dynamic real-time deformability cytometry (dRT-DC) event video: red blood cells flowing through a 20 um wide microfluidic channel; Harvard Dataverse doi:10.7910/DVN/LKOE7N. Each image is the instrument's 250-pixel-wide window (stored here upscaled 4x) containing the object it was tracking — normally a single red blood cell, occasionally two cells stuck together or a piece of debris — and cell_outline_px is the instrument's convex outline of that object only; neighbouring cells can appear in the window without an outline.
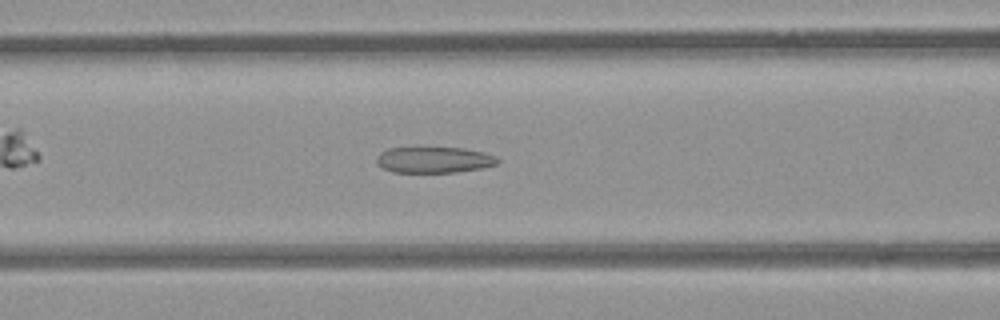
{"species": "common noctule bat (a hibernating species)", "species_latin": "Nyctalus noctula", "temperature_condition": "room temperature", "stored_images_in_passage": 40, "segment_of_instrument_passage": [1, 2], "camera_frame_rate_fps": 3000, "um_per_image_px": 0.085, "animal": {"sex": "female", "body_mass_g": 21.9}, "frame": {"image": 1, "passage_image": 8, "time_ms": 2.333, "image_size_px": [1000, 320], "cell_outline_px": [[500, 160], [496, 164], [484, 168], [456, 172], [392, 172], [376, 164], [376, 156], [380, 152], [388, 148], [420, 144], [464, 148], [484, 152], [496, 156]], "centroid_in_image_um": [36.85, 13.52], "position_along_channel_um": 129.8, "area_um2": 19.54}}
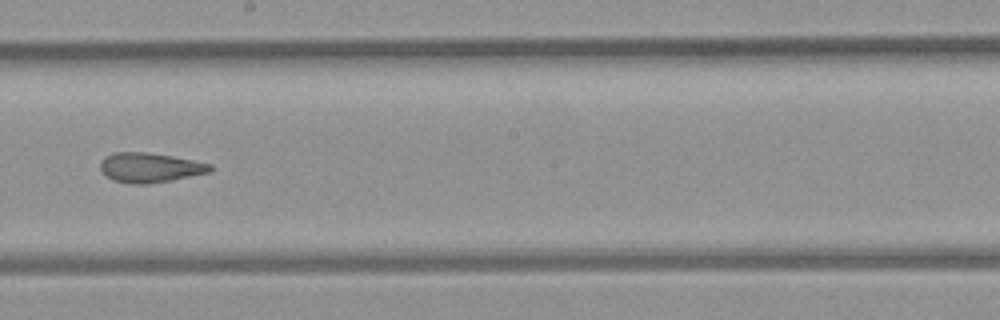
{"frame": {"image": 2, "passage_image": 16, "time_ms": 5.0, "image_size_px": [1000, 320], "cell_outline_px": [[212, 168], [208, 172], [172, 180], [144, 184], [132, 184], [112, 180], [100, 168], [100, 160], [104, 156], [112, 152], [148, 152], [172, 156], [212, 164]], "centroid_in_image_um": [12.7, 14.23], "position_along_channel_um": 235.5, "area_um2": 18.9}}
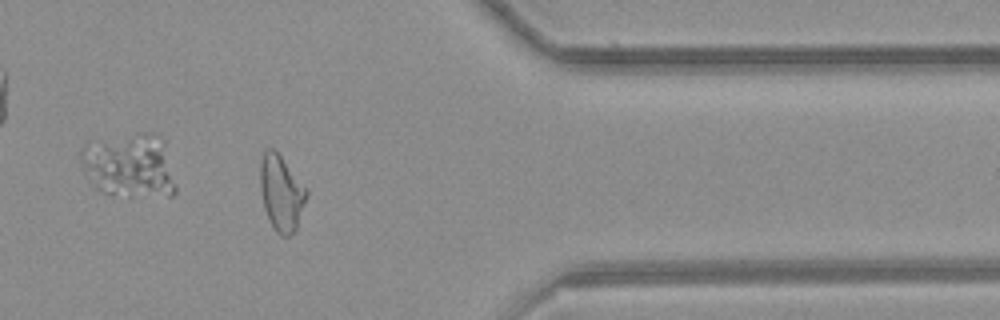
{"frame": {"image": 3, "passage_image": 29, "time_ms": 9.333, "image_size_px": [1000, 320], "cell_outline_px": [[308, 196], [296, 228], [288, 236], [280, 236], [276, 232], [264, 208], [260, 188], [260, 160], [264, 152], [268, 148], [272, 148], [280, 156], [308, 188]], "centroid_in_image_um": [23.92, 16.4], "position_along_channel_um": 387.5, "area_um2": 20.29}}